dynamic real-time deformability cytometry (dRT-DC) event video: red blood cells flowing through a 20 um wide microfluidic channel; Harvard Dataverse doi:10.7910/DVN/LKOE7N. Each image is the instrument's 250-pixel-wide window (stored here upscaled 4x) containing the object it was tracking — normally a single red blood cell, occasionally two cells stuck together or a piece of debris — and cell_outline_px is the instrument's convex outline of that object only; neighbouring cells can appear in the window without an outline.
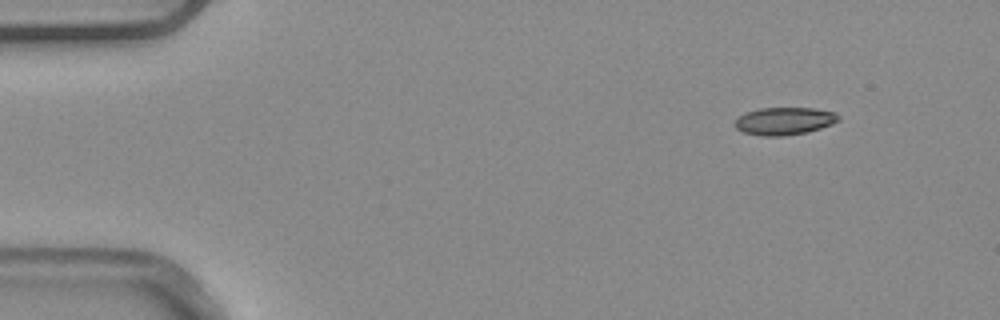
{"species": "common noctule bat (a hibernating species)", "species_latin": "Nyctalus noctula", "temperature_condition": "warm", "stored_images_in_passage": 6, "camera_frame_rate_fps": 3000, "um_per_image_px": 0.085, "animal": {"sex": "male", "body_mass_g": 20.4}, "frame": {"image": 1, "passage_image": 1, "time_ms": 0.0, "image_size_px": [1000, 320], "cell_outline_px": [[840, 120], [832, 124], [808, 132], [784, 136], [760, 136], [744, 132], [736, 128], [732, 124], [744, 112], [760, 108], [816, 108], [836, 112], [840, 116]], "centroid_in_image_um": [66.68, 10.28], "position_along_channel_um": 18.3, "area_um2": 16.88}}